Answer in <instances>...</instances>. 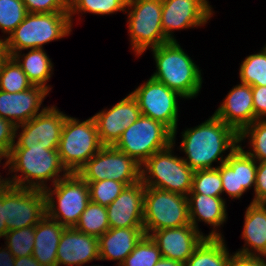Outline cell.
<instances>
[{"mask_svg":"<svg viewBox=\"0 0 266 266\" xmlns=\"http://www.w3.org/2000/svg\"><path fill=\"white\" fill-rule=\"evenodd\" d=\"M183 131L178 149L184 152L183 161L194 171L218 168L239 147V133L214 114ZM226 151L229 153L223 156ZM214 162L219 165L214 167Z\"/></svg>","mask_w":266,"mask_h":266,"instance_id":"obj_1","label":"cell"},{"mask_svg":"<svg viewBox=\"0 0 266 266\" xmlns=\"http://www.w3.org/2000/svg\"><path fill=\"white\" fill-rule=\"evenodd\" d=\"M5 160L3 169L7 166L8 174L14 172L11 178H6V184L15 187L45 190L47 181L53 186L68 174L55 149L11 148Z\"/></svg>","mask_w":266,"mask_h":266,"instance_id":"obj_2","label":"cell"},{"mask_svg":"<svg viewBox=\"0 0 266 266\" xmlns=\"http://www.w3.org/2000/svg\"><path fill=\"white\" fill-rule=\"evenodd\" d=\"M156 71L152 78L178 92L184 99L196 98L202 88L199 66L184 51L178 41L152 48Z\"/></svg>","mask_w":266,"mask_h":266,"instance_id":"obj_3","label":"cell"},{"mask_svg":"<svg viewBox=\"0 0 266 266\" xmlns=\"http://www.w3.org/2000/svg\"><path fill=\"white\" fill-rule=\"evenodd\" d=\"M72 32L69 13H27L25 19L6 36L9 56L63 39Z\"/></svg>","mask_w":266,"mask_h":266,"instance_id":"obj_4","label":"cell"},{"mask_svg":"<svg viewBox=\"0 0 266 266\" xmlns=\"http://www.w3.org/2000/svg\"><path fill=\"white\" fill-rule=\"evenodd\" d=\"M176 142L155 152L141 165V181L145 187L158 188L188 196L192 189L194 170L182 157L174 155Z\"/></svg>","mask_w":266,"mask_h":266,"instance_id":"obj_5","label":"cell"},{"mask_svg":"<svg viewBox=\"0 0 266 266\" xmlns=\"http://www.w3.org/2000/svg\"><path fill=\"white\" fill-rule=\"evenodd\" d=\"M103 146L93 117L82 122L75 117H66L58 154L68 173H78Z\"/></svg>","mask_w":266,"mask_h":266,"instance_id":"obj_6","label":"cell"},{"mask_svg":"<svg viewBox=\"0 0 266 266\" xmlns=\"http://www.w3.org/2000/svg\"><path fill=\"white\" fill-rule=\"evenodd\" d=\"M52 189L44 190L46 215L65 228L75 227L90 202L88 184L78 173H68Z\"/></svg>","mask_w":266,"mask_h":266,"instance_id":"obj_7","label":"cell"},{"mask_svg":"<svg viewBox=\"0 0 266 266\" xmlns=\"http://www.w3.org/2000/svg\"><path fill=\"white\" fill-rule=\"evenodd\" d=\"M126 13L130 48L137 57L170 42L162 31V0H129Z\"/></svg>","mask_w":266,"mask_h":266,"instance_id":"obj_8","label":"cell"},{"mask_svg":"<svg viewBox=\"0 0 266 266\" xmlns=\"http://www.w3.org/2000/svg\"><path fill=\"white\" fill-rule=\"evenodd\" d=\"M173 143V132L150 117H140L126 128L113 145L142 165L155 152L169 147Z\"/></svg>","mask_w":266,"mask_h":266,"instance_id":"obj_9","label":"cell"},{"mask_svg":"<svg viewBox=\"0 0 266 266\" xmlns=\"http://www.w3.org/2000/svg\"><path fill=\"white\" fill-rule=\"evenodd\" d=\"M190 224L188 198L167 190L145 187L143 225L145 235L164 228Z\"/></svg>","mask_w":266,"mask_h":266,"instance_id":"obj_10","label":"cell"},{"mask_svg":"<svg viewBox=\"0 0 266 266\" xmlns=\"http://www.w3.org/2000/svg\"><path fill=\"white\" fill-rule=\"evenodd\" d=\"M78 174L86 182L112 179L129 186L141 181V165L113 146H103Z\"/></svg>","mask_w":266,"mask_h":266,"instance_id":"obj_11","label":"cell"},{"mask_svg":"<svg viewBox=\"0 0 266 266\" xmlns=\"http://www.w3.org/2000/svg\"><path fill=\"white\" fill-rule=\"evenodd\" d=\"M131 95L137 100L141 115L150 117L168 127L173 132V141H176L179 117L178 99H183V97L152 77L135 88Z\"/></svg>","mask_w":266,"mask_h":266,"instance_id":"obj_12","label":"cell"},{"mask_svg":"<svg viewBox=\"0 0 266 266\" xmlns=\"http://www.w3.org/2000/svg\"><path fill=\"white\" fill-rule=\"evenodd\" d=\"M68 115L55 107L48 106L26 123L16 126L12 148H45L58 150L63 124ZM21 128V132L19 129ZM18 135V136H17Z\"/></svg>","mask_w":266,"mask_h":266,"instance_id":"obj_13","label":"cell"},{"mask_svg":"<svg viewBox=\"0 0 266 266\" xmlns=\"http://www.w3.org/2000/svg\"><path fill=\"white\" fill-rule=\"evenodd\" d=\"M45 215L44 190L5 185V222L8 231L35 226Z\"/></svg>","mask_w":266,"mask_h":266,"instance_id":"obj_14","label":"cell"},{"mask_svg":"<svg viewBox=\"0 0 266 266\" xmlns=\"http://www.w3.org/2000/svg\"><path fill=\"white\" fill-rule=\"evenodd\" d=\"M214 13L208 0H162V31L169 41H177L175 30L204 26Z\"/></svg>","mask_w":266,"mask_h":266,"instance_id":"obj_15","label":"cell"},{"mask_svg":"<svg viewBox=\"0 0 266 266\" xmlns=\"http://www.w3.org/2000/svg\"><path fill=\"white\" fill-rule=\"evenodd\" d=\"M243 146L234 150L228 160L219 166L222 179V193L231 199H239L251 189H255L257 161L249 156Z\"/></svg>","mask_w":266,"mask_h":266,"instance_id":"obj_16","label":"cell"},{"mask_svg":"<svg viewBox=\"0 0 266 266\" xmlns=\"http://www.w3.org/2000/svg\"><path fill=\"white\" fill-rule=\"evenodd\" d=\"M141 115L137 100L129 93L118 103L99 111L92 117L97 126L101 143L113 146L126 128L132 125Z\"/></svg>","mask_w":266,"mask_h":266,"instance_id":"obj_17","label":"cell"},{"mask_svg":"<svg viewBox=\"0 0 266 266\" xmlns=\"http://www.w3.org/2000/svg\"><path fill=\"white\" fill-rule=\"evenodd\" d=\"M149 236L158 246L162 257L184 264L207 237L203 232L196 230L192 224L153 231Z\"/></svg>","mask_w":266,"mask_h":266,"instance_id":"obj_18","label":"cell"},{"mask_svg":"<svg viewBox=\"0 0 266 266\" xmlns=\"http://www.w3.org/2000/svg\"><path fill=\"white\" fill-rule=\"evenodd\" d=\"M49 92L46 88L36 85L16 93L0 90V117L15 126L28 122L47 108L46 106L40 109Z\"/></svg>","mask_w":266,"mask_h":266,"instance_id":"obj_19","label":"cell"},{"mask_svg":"<svg viewBox=\"0 0 266 266\" xmlns=\"http://www.w3.org/2000/svg\"><path fill=\"white\" fill-rule=\"evenodd\" d=\"M144 192L142 181L126 186L106 207L110 228H144Z\"/></svg>","mask_w":266,"mask_h":266,"instance_id":"obj_20","label":"cell"},{"mask_svg":"<svg viewBox=\"0 0 266 266\" xmlns=\"http://www.w3.org/2000/svg\"><path fill=\"white\" fill-rule=\"evenodd\" d=\"M100 261L98 238L82 233L75 227L65 228L57 250V266H85Z\"/></svg>","mask_w":266,"mask_h":266,"instance_id":"obj_21","label":"cell"},{"mask_svg":"<svg viewBox=\"0 0 266 266\" xmlns=\"http://www.w3.org/2000/svg\"><path fill=\"white\" fill-rule=\"evenodd\" d=\"M222 101L214 115L238 133L255 121L252 86L240 82Z\"/></svg>","mask_w":266,"mask_h":266,"instance_id":"obj_22","label":"cell"},{"mask_svg":"<svg viewBox=\"0 0 266 266\" xmlns=\"http://www.w3.org/2000/svg\"><path fill=\"white\" fill-rule=\"evenodd\" d=\"M189 220L193 227L199 230L198 222L212 226V230L207 237H224L221 233V225L228 219L226 200L223 197H212L199 193H189L188 196ZM220 232V233H219Z\"/></svg>","mask_w":266,"mask_h":266,"instance_id":"obj_23","label":"cell"},{"mask_svg":"<svg viewBox=\"0 0 266 266\" xmlns=\"http://www.w3.org/2000/svg\"><path fill=\"white\" fill-rule=\"evenodd\" d=\"M144 235V228H110L98 238L100 260L120 266Z\"/></svg>","mask_w":266,"mask_h":266,"instance_id":"obj_24","label":"cell"},{"mask_svg":"<svg viewBox=\"0 0 266 266\" xmlns=\"http://www.w3.org/2000/svg\"><path fill=\"white\" fill-rule=\"evenodd\" d=\"M242 229L245 244L234 253L266 256V212L259 203L250 202L246 208Z\"/></svg>","mask_w":266,"mask_h":266,"instance_id":"obj_25","label":"cell"},{"mask_svg":"<svg viewBox=\"0 0 266 266\" xmlns=\"http://www.w3.org/2000/svg\"><path fill=\"white\" fill-rule=\"evenodd\" d=\"M65 227L45 215L35 225L32 256L42 266H57V250Z\"/></svg>","mask_w":266,"mask_h":266,"instance_id":"obj_26","label":"cell"},{"mask_svg":"<svg viewBox=\"0 0 266 266\" xmlns=\"http://www.w3.org/2000/svg\"><path fill=\"white\" fill-rule=\"evenodd\" d=\"M16 52L12 57L21 66L28 80L36 86H41L51 91L47 82L53 73V63L43 48L29 49L28 53Z\"/></svg>","mask_w":266,"mask_h":266,"instance_id":"obj_27","label":"cell"},{"mask_svg":"<svg viewBox=\"0 0 266 266\" xmlns=\"http://www.w3.org/2000/svg\"><path fill=\"white\" fill-rule=\"evenodd\" d=\"M224 238L206 237L184 266H231L234 253H229Z\"/></svg>","mask_w":266,"mask_h":266,"instance_id":"obj_28","label":"cell"},{"mask_svg":"<svg viewBox=\"0 0 266 266\" xmlns=\"http://www.w3.org/2000/svg\"><path fill=\"white\" fill-rule=\"evenodd\" d=\"M129 0H68V11L71 25L73 15L93 13L94 15H110L122 11L125 13Z\"/></svg>","mask_w":266,"mask_h":266,"instance_id":"obj_29","label":"cell"},{"mask_svg":"<svg viewBox=\"0 0 266 266\" xmlns=\"http://www.w3.org/2000/svg\"><path fill=\"white\" fill-rule=\"evenodd\" d=\"M75 228L82 233L99 238L110 229L107 208L90 201Z\"/></svg>","mask_w":266,"mask_h":266,"instance_id":"obj_30","label":"cell"},{"mask_svg":"<svg viewBox=\"0 0 266 266\" xmlns=\"http://www.w3.org/2000/svg\"><path fill=\"white\" fill-rule=\"evenodd\" d=\"M243 60L239 69L240 82L250 86H266V44L258 53Z\"/></svg>","mask_w":266,"mask_h":266,"instance_id":"obj_31","label":"cell"},{"mask_svg":"<svg viewBox=\"0 0 266 266\" xmlns=\"http://www.w3.org/2000/svg\"><path fill=\"white\" fill-rule=\"evenodd\" d=\"M248 139L249 148L244 150L249 156L253 157L257 162L266 161V119L256 120L252 124L246 126L239 133V145Z\"/></svg>","mask_w":266,"mask_h":266,"instance_id":"obj_32","label":"cell"},{"mask_svg":"<svg viewBox=\"0 0 266 266\" xmlns=\"http://www.w3.org/2000/svg\"><path fill=\"white\" fill-rule=\"evenodd\" d=\"M33 84L13 57H9L1 68L0 90L7 93L26 91Z\"/></svg>","mask_w":266,"mask_h":266,"instance_id":"obj_33","label":"cell"},{"mask_svg":"<svg viewBox=\"0 0 266 266\" xmlns=\"http://www.w3.org/2000/svg\"><path fill=\"white\" fill-rule=\"evenodd\" d=\"M161 257L156 243L150 236L144 235L120 266H155Z\"/></svg>","mask_w":266,"mask_h":266,"instance_id":"obj_34","label":"cell"},{"mask_svg":"<svg viewBox=\"0 0 266 266\" xmlns=\"http://www.w3.org/2000/svg\"><path fill=\"white\" fill-rule=\"evenodd\" d=\"M3 239L15 258L30 256L34 248L35 226L9 230Z\"/></svg>","mask_w":266,"mask_h":266,"instance_id":"obj_35","label":"cell"},{"mask_svg":"<svg viewBox=\"0 0 266 266\" xmlns=\"http://www.w3.org/2000/svg\"><path fill=\"white\" fill-rule=\"evenodd\" d=\"M190 193H199L212 197H222V179L219 167L195 170Z\"/></svg>","mask_w":266,"mask_h":266,"instance_id":"obj_36","label":"cell"},{"mask_svg":"<svg viewBox=\"0 0 266 266\" xmlns=\"http://www.w3.org/2000/svg\"><path fill=\"white\" fill-rule=\"evenodd\" d=\"M27 9L22 0H0V30L8 36L25 19Z\"/></svg>","mask_w":266,"mask_h":266,"instance_id":"obj_37","label":"cell"},{"mask_svg":"<svg viewBox=\"0 0 266 266\" xmlns=\"http://www.w3.org/2000/svg\"><path fill=\"white\" fill-rule=\"evenodd\" d=\"M86 183L89 186L90 201L105 207L111 204L126 187L124 183L112 179Z\"/></svg>","mask_w":266,"mask_h":266,"instance_id":"obj_38","label":"cell"},{"mask_svg":"<svg viewBox=\"0 0 266 266\" xmlns=\"http://www.w3.org/2000/svg\"><path fill=\"white\" fill-rule=\"evenodd\" d=\"M29 13H69L68 0H22Z\"/></svg>","mask_w":266,"mask_h":266,"instance_id":"obj_39","label":"cell"},{"mask_svg":"<svg viewBox=\"0 0 266 266\" xmlns=\"http://www.w3.org/2000/svg\"><path fill=\"white\" fill-rule=\"evenodd\" d=\"M16 126L0 117V151L7 156L15 143Z\"/></svg>","mask_w":266,"mask_h":266,"instance_id":"obj_40","label":"cell"},{"mask_svg":"<svg viewBox=\"0 0 266 266\" xmlns=\"http://www.w3.org/2000/svg\"><path fill=\"white\" fill-rule=\"evenodd\" d=\"M255 121L266 119V86H252Z\"/></svg>","mask_w":266,"mask_h":266,"instance_id":"obj_41","label":"cell"},{"mask_svg":"<svg viewBox=\"0 0 266 266\" xmlns=\"http://www.w3.org/2000/svg\"><path fill=\"white\" fill-rule=\"evenodd\" d=\"M254 194L255 195L251 201L253 203H259L266 199V161L257 162Z\"/></svg>","mask_w":266,"mask_h":266,"instance_id":"obj_42","label":"cell"},{"mask_svg":"<svg viewBox=\"0 0 266 266\" xmlns=\"http://www.w3.org/2000/svg\"><path fill=\"white\" fill-rule=\"evenodd\" d=\"M231 266H266V256H248L234 253Z\"/></svg>","mask_w":266,"mask_h":266,"instance_id":"obj_43","label":"cell"},{"mask_svg":"<svg viewBox=\"0 0 266 266\" xmlns=\"http://www.w3.org/2000/svg\"><path fill=\"white\" fill-rule=\"evenodd\" d=\"M8 229L5 222V186L0 190V238L4 237Z\"/></svg>","mask_w":266,"mask_h":266,"instance_id":"obj_44","label":"cell"},{"mask_svg":"<svg viewBox=\"0 0 266 266\" xmlns=\"http://www.w3.org/2000/svg\"><path fill=\"white\" fill-rule=\"evenodd\" d=\"M15 257L10 252L8 247L0 248V266H14Z\"/></svg>","mask_w":266,"mask_h":266,"instance_id":"obj_45","label":"cell"},{"mask_svg":"<svg viewBox=\"0 0 266 266\" xmlns=\"http://www.w3.org/2000/svg\"><path fill=\"white\" fill-rule=\"evenodd\" d=\"M14 266H42L32 255L15 258Z\"/></svg>","mask_w":266,"mask_h":266,"instance_id":"obj_46","label":"cell"},{"mask_svg":"<svg viewBox=\"0 0 266 266\" xmlns=\"http://www.w3.org/2000/svg\"><path fill=\"white\" fill-rule=\"evenodd\" d=\"M0 38V72L3 66V63L10 57L7 49V41L6 38Z\"/></svg>","mask_w":266,"mask_h":266,"instance_id":"obj_47","label":"cell"},{"mask_svg":"<svg viewBox=\"0 0 266 266\" xmlns=\"http://www.w3.org/2000/svg\"><path fill=\"white\" fill-rule=\"evenodd\" d=\"M155 266H184V263L168 258L161 257Z\"/></svg>","mask_w":266,"mask_h":266,"instance_id":"obj_48","label":"cell"},{"mask_svg":"<svg viewBox=\"0 0 266 266\" xmlns=\"http://www.w3.org/2000/svg\"><path fill=\"white\" fill-rule=\"evenodd\" d=\"M1 174V173H0ZM6 185V178L0 175V190Z\"/></svg>","mask_w":266,"mask_h":266,"instance_id":"obj_49","label":"cell"},{"mask_svg":"<svg viewBox=\"0 0 266 266\" xmlns=\"http://www.w3.org/2000/svg\"><path fill=\"white\" fill-rule=\"evenodd\" d=\"M259 204L263 207V209H264L265 212H266V199L260 201Z\"/></svg>","mask_w":266,"mask_h":266,"instance_id":"obj_50","label":"cell"},{"mask_svg":"<svg viewBox=\"0 0 266 266\" xmlns=\"http://www.w3.org/2000/svg\"><path fill=\"white\" fill-rule=\"evenodd\" d=\"M2 159H6V156L0 151V163H1Z\"/></svg>","mask_w":266,"mask_h":266,"instance_id":"obj_51","label":"cell"}]
</instances>
